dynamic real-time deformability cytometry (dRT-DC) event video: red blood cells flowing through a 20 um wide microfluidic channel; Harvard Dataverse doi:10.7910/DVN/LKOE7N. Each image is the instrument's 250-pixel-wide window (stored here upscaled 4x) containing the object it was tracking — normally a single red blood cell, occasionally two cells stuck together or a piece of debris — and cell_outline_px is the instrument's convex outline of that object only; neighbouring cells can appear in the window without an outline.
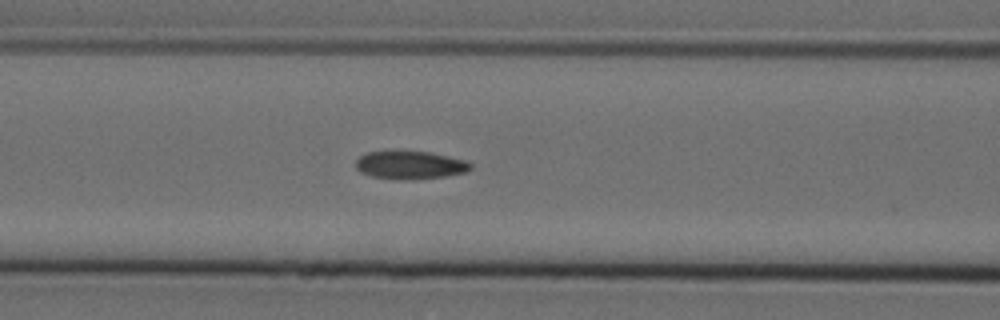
{"species": "Egyptian fruit bat (a non-hibernating species)", "species_latin": "Rousettus aegyptiacus", "temperature_condition": "cold", "stored_images_in_passage": 4, "camera_frame_rate_fps": 3000, "um_per_image_px": 0.085, "animal": {"sex": "female"}, "frame": {"image": 1, "passage_image": 4, "time_ms": 1.0, "image_size_px": [1000, 320], "cell_outline_px": [[472, 168], [468, 172], [444, 176], [412, 180], [400, 180], [372, 176], [360, 172], [356, 168], [356, 160], [360, 156], [368, 152], [428, 152], [468, 160], [472, 164]], "centroid_in_image_um": [34.9, 14.05], "position_along_channel_um": 131.7, "area_um2": 18.73}}